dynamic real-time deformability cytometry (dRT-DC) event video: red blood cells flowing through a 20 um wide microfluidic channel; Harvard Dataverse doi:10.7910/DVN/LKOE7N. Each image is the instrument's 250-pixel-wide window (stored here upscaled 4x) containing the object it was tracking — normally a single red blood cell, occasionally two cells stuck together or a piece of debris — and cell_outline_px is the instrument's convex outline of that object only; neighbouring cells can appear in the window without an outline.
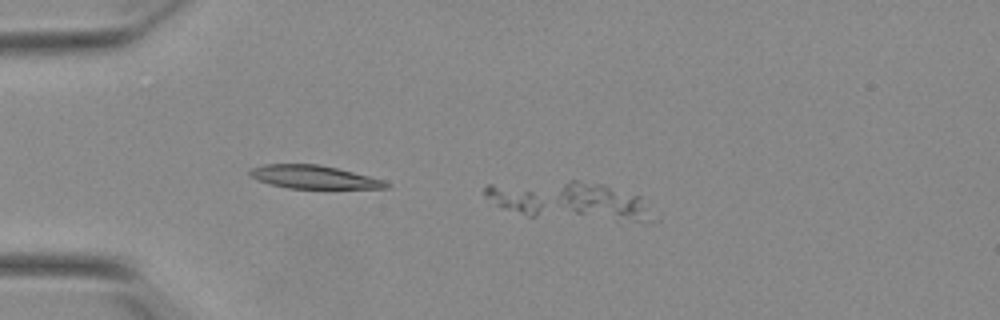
{"species": "Egyptian fruit bat (a non-hibernating species)", "species_latin": "Rousettus aegyptiacus", "temperature_condition": "warm", "stored_images_in_passage": 10, "segment_of_instrument_passage": [2, 2], "camera_frame_rate_fps": 3000, "um_per_image_px": 0.085, "animal": {"sex": "female"}, "frame": {"image": 1, "passage_image": 10, "time_ms": 3.0, "image_size_px": [1000, 320], "cell_outline_px": [[644, 216], [636, 220], [528, 216], [504, 208], [496, 204], [484, 196], [484, 188], [488, 184], [572, 180], [576, 180], [604, 184], [640, 196], [644, 208]], "centroid_in_image_um": [48.16, 16.99], "position_along_channel_um": 36.8, "area_um2": 35.6}}